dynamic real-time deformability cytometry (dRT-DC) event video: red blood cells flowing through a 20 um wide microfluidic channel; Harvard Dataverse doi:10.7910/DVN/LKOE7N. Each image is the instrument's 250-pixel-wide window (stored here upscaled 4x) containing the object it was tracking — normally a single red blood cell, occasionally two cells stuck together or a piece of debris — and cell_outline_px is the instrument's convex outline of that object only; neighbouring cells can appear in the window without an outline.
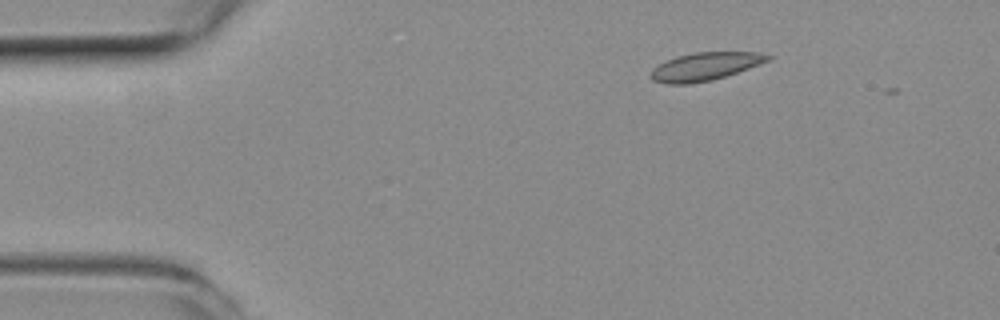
{"species": "common noctule bat (a hibernating species)", "species_latin": "Nyctalus noctula", "temperature_condition": "room temperature", "stored_images_in_passage": 2, "camera_frame_rate_fps": 3000, "um_per_image_px": 0.085, "animal": {"sex": "female", "body_mass_g": 19.3, "forearm_length_mm": 54.1}, "frame": {"image": 1, "passage_image": 1, "time_ms": 0.0, "image_size_px": [1000, 320], "cell_outline_px": [[772, 56], [768, 60], [748, 68], [712, 80], [688, 84], [668, 84], [652, 80], [652, 68], [676, 56], [696, 52], [760, 52]], "centroid_in_image_um": [59.92, 5.64], "position_along_channel_um": 25.1, "area_um2": 18.73}}